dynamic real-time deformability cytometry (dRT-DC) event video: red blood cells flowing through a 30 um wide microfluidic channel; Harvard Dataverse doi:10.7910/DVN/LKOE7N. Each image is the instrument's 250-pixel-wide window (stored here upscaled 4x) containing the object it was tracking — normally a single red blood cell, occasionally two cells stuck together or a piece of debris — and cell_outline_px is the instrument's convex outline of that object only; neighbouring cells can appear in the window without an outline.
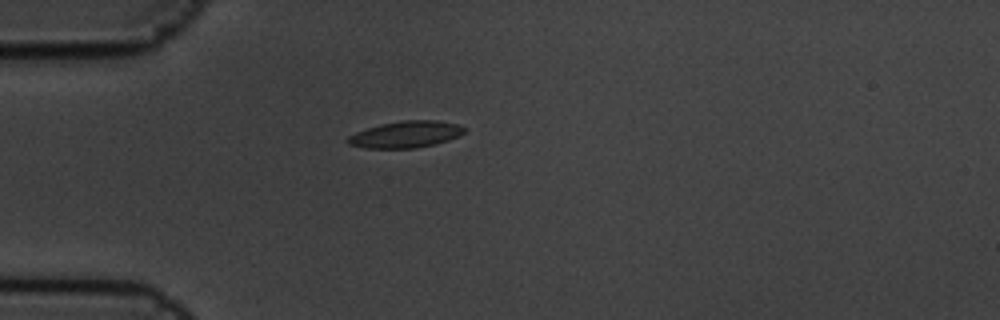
{"species": "common noctule bat (a hibernating species)", "species_latin": "Nyctalus noctula", "temperature_condition": "cold", "stored_images_in_passage": 6, "camera_frame_rate_fps": 3000, "um_per_image_px": 0.085, "animal": {"sex": "male", "body_mass_g": 19.5, "forearm_length_mm": 54.6}, "frame": {"image": 1, "passage_image": 1, "time_ms": 0.0, "image_size_px": [1000, 320], "cell_outline_px": [[464, 132], [448, 140], [416, 148], [364, 148], [348, 144], [344, 140], [348, 136], [356, 132], [380, 124], [404, 120], [436, 120], [456, 124], [464, 128]], "centroid_in_image_um": [34.41, 11.43], "position_along_channel_um": 50.6, "area_um2": 17.86}}
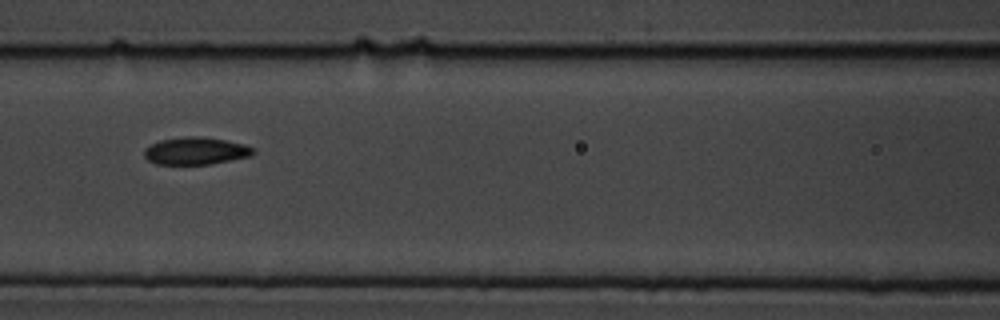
{"frame": {"image": 2, "passage_image": 4, "time_ms": 1.0, "image_size_px": [1000, 320], "cell_outline_px": [[256, 152], [248, 156], [212, 164], [156, 164], [148, 160], [144, 156], [144, 148], [160, 140], [184, 136], [200, 136], [224, 140], [244, 144], [256, 148]], "centroid_in_image_um": [16.63, 12.82], "position_along_channel_um": 150.0, "area_um2": 17.4}}
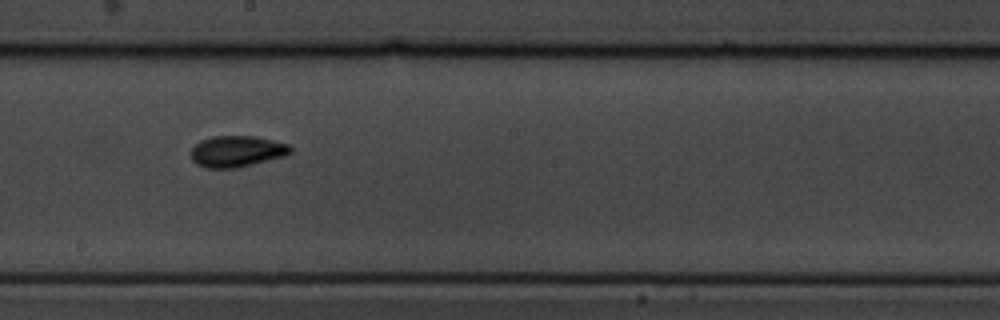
{"frame": {"image": 3, "passage_image": 6, "time_ms": 1.667, "image_size_px": [1000, 320], "cell_outline_px": [[292, 152], [288, 156], [236, 168], [204, 168], [196, 164], [192, 160], [188, 152], [200, 140], [212, 136], [252, 136], [272, 140], [288, 144], [292, 148]], "centroid_in_image_um": [20.11, 12.87], "position_along_channel_um": 228.1, "area_um2": 18.44}}